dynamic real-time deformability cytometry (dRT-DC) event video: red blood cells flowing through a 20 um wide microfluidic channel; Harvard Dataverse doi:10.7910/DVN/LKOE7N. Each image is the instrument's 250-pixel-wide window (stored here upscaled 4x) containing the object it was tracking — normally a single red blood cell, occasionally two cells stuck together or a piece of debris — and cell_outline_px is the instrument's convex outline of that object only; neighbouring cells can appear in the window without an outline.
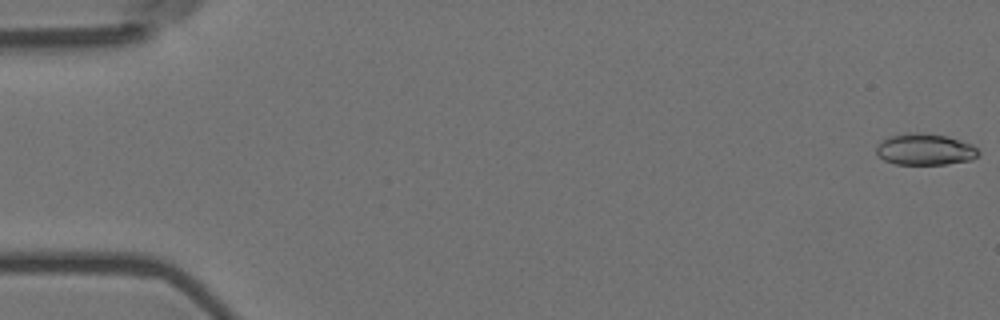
{"species": "Egyptian fruit bat (a non-hibernating species)", "species_latin": "Rousettus aegyptiacus", "temperature_condition": "room temperature", "stored_images_in_passage": 5, "camera_frame_rate_fps": 3000, "um_per_image_px": 0.085, "animal": {"sex": "female"}, "frame": {"image": 1, "passage_image": 1, "time_ms": 0.0, "image_size_px": [1000, 320], "cell_outline_px": [[980, 152], [972, 160], [944, 164], [896, 164], [884, 160], [876, 152], [876, 144], [880, 140], [892, 136], [908, 132], [920, 132], [948, 136], [972, 144]], "centroid_in_image_um": [78.61, 12.69], "position_along_channel_um": 6.4, "area_um2": 18.79}}
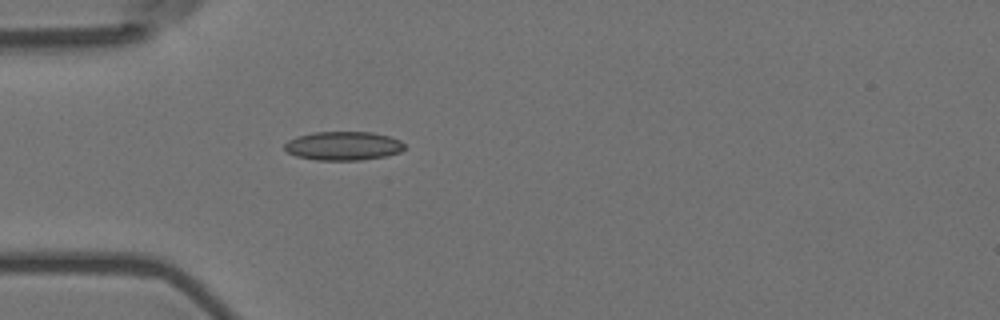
{"frame": {"image": 2, "passage_image": 5, "time_ms": 1.333, "image_size_px": [1000, 320], "cell_outline_px": [[404, 148], [400, 152], [384, 156], [360, 160], [316, 160], [296, 156], [288, 152], [284, 148], [284, 144], [288, 140], [296, 136], [312, 132], [372, 132], [388, 136], [400, 140], [404, 144]], "centroid_in_image_um": [29.15, 12.39], "position_along_channel_um": 55.9, "area_um2": 20.11}}